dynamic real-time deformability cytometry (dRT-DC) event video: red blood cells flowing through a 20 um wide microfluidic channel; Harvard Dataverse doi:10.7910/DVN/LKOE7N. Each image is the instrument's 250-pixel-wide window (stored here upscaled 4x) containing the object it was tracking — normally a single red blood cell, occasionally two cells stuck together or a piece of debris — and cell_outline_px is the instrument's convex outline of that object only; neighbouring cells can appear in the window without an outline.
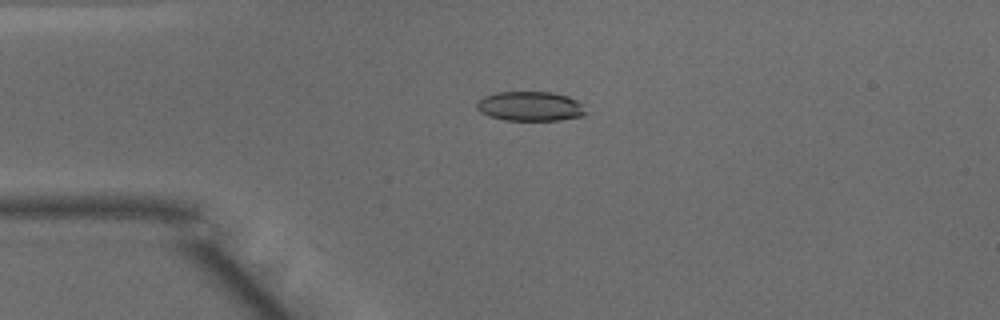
{"species": "common noctule bat (a hibernating species)", "species_latin": "Nyctalus noctula", "temperature_condition": "warm", "stored_images_in_passage": 11, "camera_frame_rate_fps": 3000, "um_per_image_px": 0.085, "animal": {"sex": "male", "body_mass_g": 15.6}, "frame": {"image": 1, "passage_image": 9, "time_ms": 2.667, "image_size_px": [1000, 320], "cell_outline_px": [[588, 112], [584, 116], [560, 120], [504, 120], [488, 116], [480, 112], [476, 108], [476, 100], [484, 96], [496, 92], [552, 92], [568, 96], [576, 100]], "centroid_in_image_um": [45.04, 9.03], "position_along_channel_um": 40.0, "area_um2": 18.96}}